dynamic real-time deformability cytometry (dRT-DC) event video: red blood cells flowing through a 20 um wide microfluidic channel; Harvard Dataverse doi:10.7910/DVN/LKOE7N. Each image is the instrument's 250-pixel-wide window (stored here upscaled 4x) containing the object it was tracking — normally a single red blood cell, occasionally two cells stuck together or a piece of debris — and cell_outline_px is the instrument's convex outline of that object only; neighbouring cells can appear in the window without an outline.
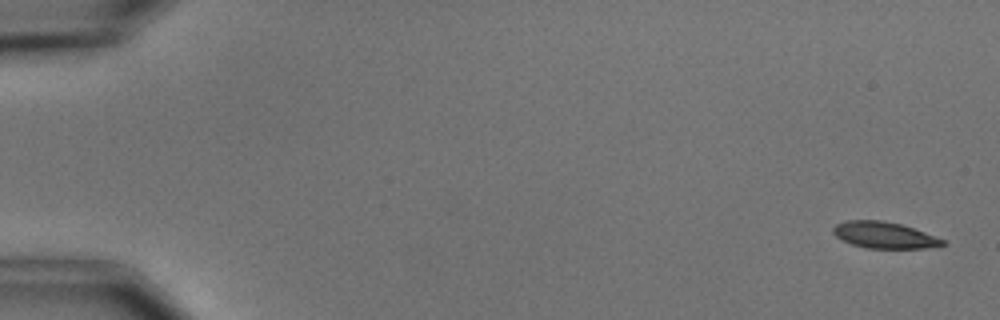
{"species": "common noctule bat (a hibernating species)", "species_latin": "Nyctalus noctula", "temperature_condition": "cold", "stored_images_in_passage": 5, "camera_frame_rate_fps": 3000, "um_per_image_px": 0.085, "animal": {"sex": "male", "body_mass_g": 15.6}, "frame": {"image": 1, "passage_image": 1, "time_ms": 0.0, "image_size_px": [1000, 320], "cell_outline_px": [[948, 244], [924, 248], [868, 248], [852, 244], [836, 236], [832, 232], [832, 228], [836, 224], [848, 220], [880, 220], [900, 224], [924, 232], [944, 240]], "centroid_in_image_um": [75.15, 19.98], "position_along_channel_um": 9.9, "area_um2": 16.59}}
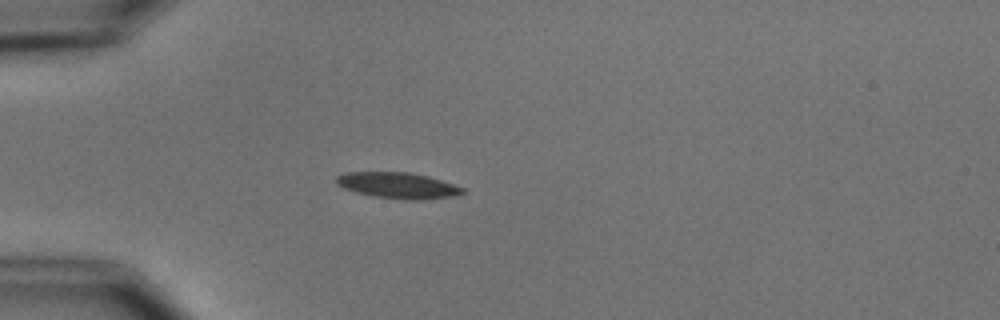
{"frame": {"image": 2, "passage_image": 5, "time_ms": 4.667, "image_size_px": [1000, 320], "cell_outline_px": [[468, 192], [452, 196], [420, 200], [412, 200], [372, 196], [356, 192], [344, 188], [336, 184], [336, 176], [344, 172], [408, 172], [428, 176], [464, 188]], "centroid_in_image_um": [33.8, 15.76], "position_along_channel_um": 51.2, "area_um2": 19.07}}